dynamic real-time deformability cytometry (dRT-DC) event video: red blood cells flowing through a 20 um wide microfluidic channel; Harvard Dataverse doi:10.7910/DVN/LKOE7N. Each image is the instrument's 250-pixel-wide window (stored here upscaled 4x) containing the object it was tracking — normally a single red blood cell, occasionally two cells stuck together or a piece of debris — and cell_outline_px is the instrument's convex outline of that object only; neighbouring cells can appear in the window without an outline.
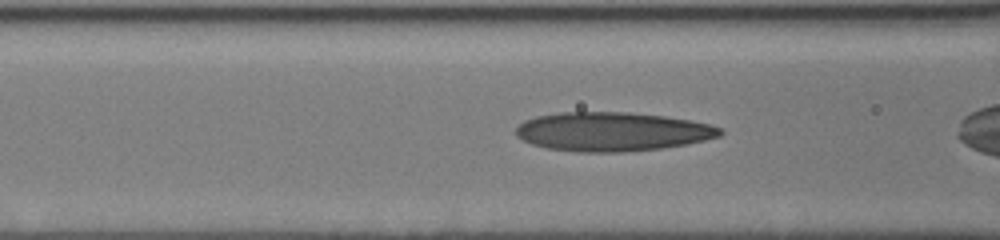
{"species": "human", "species_latin": "Homo sapiens", "temperature_condition": "cold", "stored_images_in_passage": 20, "camera_frame_rate_fps": 3000, "um_per_image_px": 0.085, "donor": {"sex": "male"}, "frame": {"image": 1, "passage_image": 3, "time_ms": 0.667, "image_size_px": [1000, 240], "cell_outline_px": [[724, 132], [720, 136], [704, 140], [684, 144], [660, 148], [624, 152], [576, 152], [548, 148], [532, 144], [516, 136], [516, 128], [524, 120], [536, 116], [560, 112], [628, 112], [664, 116], [692, 120], [712, 124], [724, 128]], "centroid_in_image_um": [52.06, 11.18], "position_along_channel_um": 114.5, "area_um2": 46.53}}
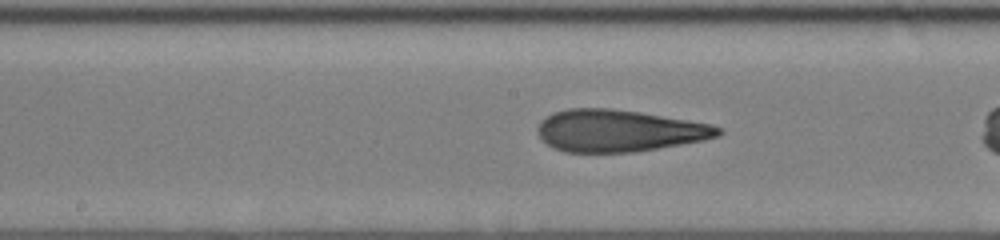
{"frame": {"image": 2, "passage_image": 8, "time_ms": 2.667, "image_size_px": [1000, 240], "cell_outline_px": [[724, 132], [720, 136], [704, 140], [636, 152], [564, 152], [552, 148], [536, 132], [536, 128], [540, 120], [552, 112], [568, 108], [612, 108], [640, 112], [712, 124], [720, 128]], "centroid_in_image_um": [52.58, 11.11], "position_along_channel_um": 195.6, "area_um2": 44.45}}
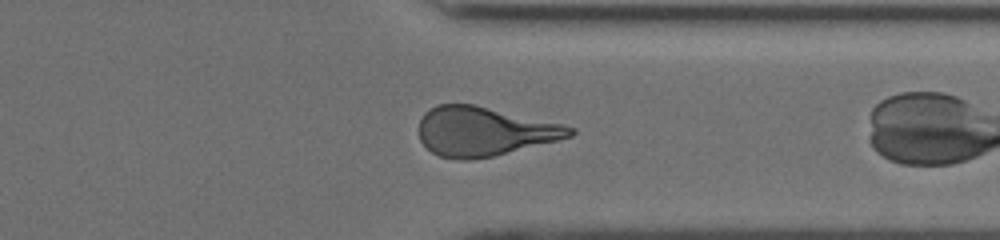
{"frame": {"image": 3, "passage_image": 19, "time_ms": 7.0, "image_size_px": [1000, 240], "cell_outline_px": [[576, 132], [572, 136], [492, 156], [472, 160], [456, 160], [440, 156], [432, 152], [420, 140], [420, 120], [424, 112], [436, 104], [472, 104], [564, 124], [576, 128]], "centroid_in_image_um": [41.13, 11.16], "position_along_channel_um": 370.3, "area_um2": 42.95}}